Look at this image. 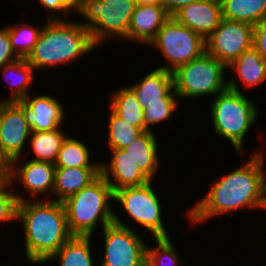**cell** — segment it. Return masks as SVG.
I'll use <instances>...</instances> for the list:
<instances>
[{
    "instance_id": "6da1fadb",
    "label": "cell",
    "mask_w": 266,
    "mask_h": 266,
    "mask_svg": "<svg viewBox=\"0 0 266 266\" xmlns=\"http://www.w3.org/2000/svg\"><path fill=\"white\" fill-rule=\"evenodd\" d=\"M266 151L262 148L250 153L238 168L214 180L206 194L187 207L185 217L189 225L204 224L208 220L240 209L263 210L266 205ZM193 223V224H192Z\"/></svg>"
},
{
    "instance_id": "7a4b0ae2",
    "label": "cell",
    "mask_w": 266,
    "mask_h": 266,
    "mask_svg": "<svg viewBox=\"0 0 266 266\" xmlns=\"http://www.w3.org/2000/svg\"><path fill=\"white\" fill-rule=\"evenodd\" d=\"M16 221L22 227L24 257L29 265L43 266L73 236L64 205L55 200L18 202Z\"/></svg>"
},
{
    "instance_id": "3957f363",
    "label": "cell",
    "mask_w": 266,
    "mask_h": 266,
    "mask_svg": "<svg viewBox=\"0 0 266 266\" xmlns=\"http://www.w3.org/2000/svg\"><path fill=\"white\" fill-rule=\"evenodd\" d=\"M71 19L45 21L37 43L26 58L35 71L76 64L97 48L88 28Z\"/></svg>"
},
{
    "instance_id": "277c9868",
    "label": "cell",
    "mask_w": 266,
    "mask_h": 266,
    "mask_svg": "<svg viewBox=\"0 0 266 266\" xmlns=\"http://www.w3.org/2000/svg\"><path fill=\"white\" fill-rule=\"evenodd\" d=\"M62 203L73 236H93L99 226L103 230L114 223V192L101 175Z\"/></svg>"
},
{
    "instance_id": "5b68a950",
    "label": "cell",
    "mask_w": 266,
    "mask_h": 266,
    "mask_svg": "<svg viewBox=\"0 0 266 266\" xmlns=\"http://www.w3.org/2000/svg\"><path fill=\"white\" fill-rule=\"evenodd\" d=\"M246 95L227 88L208 105L214 134L229 141L237 156H244L247 132L255 127L260 115L259 106Z\"/></svg>"
},
{
    "instance_id": "8992f818",
    "label": "cell",
    "mask_w": 266,
    "mask_h": 266,
    "mask_svg": "<svg viewBox=\"0 0 266 266\" xmlns=\"http://www.w3.org/2000/svg\"><path fill=\"white\" fill-rule=\"evenodd\" d=\"M135 6V0H83L79 21L88 28L98 49L103 42L113 38L129 42L130 20Z\"/></svg>"
},
{
    "instance_id": "52a82bcc",
    "label": "cell",
    "mask_w": 266,
    "mask_h": 266,
    "mask_svg": "<svg viewBox=\"0 0 266 266\" xmlns=\"http://www.w3.org/2000/svg\"><path fill=\"white\" fill-rule=\"evenodd\" d=\"M227 66L207 51L173 72L174 91L181 99L216 97L228 88Z\"/></svg>"
},
{
    "instance_id": "ba28073f",
    "label": "cell",
    "mask_w": 266,
    "mask_h": 266,
    "mask_svg": "<svg viewBox=\"0 0 266 266\" xmlns=\"http://www.w3.org/2000/svg\"><path fill=\"white\" fill-rule=\"evenodd\" d=\"M154 181L140 186L125 187L114 192V205L123 211H115L114 216L125 212L132 222L136 224L135 230L143 227L151 238L171 237L163 216V202L159 198ZM155 188V189H154ZM119 212V213H117ZM163 217V218H162ZM139 228V229H138Z\"/></svg>"
},
{
    "instance_id": "9c48e42d",
    "label": "cell",
    "mask_w": 266,
    "mask_h": 266,
    "mask_svg": "<svg viewBox=\"0 0 266 266\" xmlns=\"http://www.w3.org/2000/svg\"><path fill=\"white\" fill-rule=\"evenodd\" d=\"M148 47L165 58L157 68L173 72L206 52V40L171 16Z\"/></svg>"
},
{
    "instance_id": "30bf717a",
    "label": "cell",
    "mask_w": 266,
    "mask_h": 266,
    "mask_svg": "<svg viewBox=\"0 0 266 266\" xmlns=\"http://www.w3.org/2000/svg\"><path fill=\"white\" fill-rule=\"evenodd\" d=\"M114 216V223L99 233L103 237V252L99 266H144L146 265L147 241L142 232L133 229L125 220ZM125 221V222H124ZM142 235V236H141Z\"/></svg>"
},
{
    "instance_id": "8fae6325",
    "label": "cell",
    "mask_w": 266,
    "mask_h": 266,
    "mask_svg": "<svg viewBox=\"0 0 266 266\" xmlns=\"http://www.w3.org/2000/svg\"><path fill=\"white\" fill-rule=\"evenodd\" d=\"M22 158L23 157L17 158L11 162L9 175V180L13 186L17 187L22 185L23 191H19V189L14 190L18 202L27 200H44V198L45 200H52L55 165L50 162L28 158H26V162H24ZM26 193H28L27 195L30 197L27 196Z\"/></svg>"
},
{
    "instance_id": "7c38bea8",
    "label": "cell",
    "mask_w": 266,
    "mask_h": 266,
    "mask_svg": "<svg viewBox=\"0 0 266 266\" xmlns=\"http://www.w3.org/2000/svg\"><path fill=\"white\" fill-rule=\"evenodd\" d=\"M253 33L251 24L222 19L219 27L206 39V51L229 66L253 47Z\"/></svg>"
},
{
    "instance_id": "4fadbf2b",
    "label": "cell",
    "mask_w": 266,
    "mask_h": 266,
    "mask_svg": "<svg viewBox=\"0 0 266 266\" xmlns=\"http://www.w3.org/2000/svg\"><path fill=\"white\" fill-rule=\"evenodd\" d=\"M30 134L31 127L23 109L15 101H0V149L10 162L30 157L25 156L24 151Z\"/></svg>"
},
{
    "instance_id": "5bb4252c",
    "label": "cell",
    "mask_w": 266,
    "mask_h": 266,
    "mask_svg": "<svg viewBox=\"0 0 266 266\" xmlns=\"http://www.w3.org/2000/svg\"><path fill=\"white\" fill-rule=\"evenodd\" d=\"M25 114L31 131H53L64 124L65 105L51 94H32L23 100L15 101Z\"/></svg>"
},
{
    "instance_id": "9a60e30c",
    "label": "cell",
    "mask_w": 266,
    "mask_h": 266,
    "mask_svg": "<svg viewBox=\"0 0 266 266\" xmlns=\"http://www.w3.org/2000/svg\"><path fill=\"white\" fill-rule=\"evenodd\" d=\"M109 154V160H100V175L112 187L113 192L150 181L123 149L110 150Z\"/></svg>"
},
{
    "instance_id": "2e32d148",
    "label": "cell",
    "mask_w": 266,
    "mask_h": 266,
    "mask_svg": "<svg viewBox=\"0 0 266 266\" xmlns=\"http://www.w3.org/2000/svg\"><path fill=\"white\" fill-rule=\"evenodd\" d=\"M173 17L205 40L219 27L222 18L220 0H199L184 6Z\"/></svg>"
},
{
    "instance_id": "e0dca14e",
    "label": "cell",
    "mask_w": 266,
    "mask_h": 266,
    "mask_svg": "<svg viewBox=\"0 0 266 266\" xmlns=\"http://www.w3.org/2000/svg\"><path fill=\"white\" fill-rule=\"evenodd\" d=\"M170 17L161 5H136L130 20L129 42L147 47Z\"/></svg>"
},
{
    "instance_id": "ac0fdd59",
    "label": "cell",
    "mask_w": 266,
    "mask_h": 266,
    "mask_svg": "<svg viewBox=\"0 0 266 266\" xmlns=\"http://www.w3.org/2000/svg\"><path fill=\"white\" fill-rule=\"evenodd\" d=\"M128 86L134 91L143 109L154 101H180L181 104L174 91L172 72L167 70L156 67Z\"/></svg>"
},
{
    "instance_id": "d6986e66",
    "label": "cell",
    "mask_w": 266,
    "mask_h": 266,
    "mask_svg": "<svg viewBox=\"0 0 266 266\" xmlns=\"http://www.w3.org/2000/svg\"><path fill=\"white\" fill-rule=\"evenodd\" d=\"M227 69L231 71L233 77H228V88L237 92H243L245 89L256 88L266 82V61L262 59L258 51L252 47L244 51L237 57ZM235 75V76H234ZM238 77V79H236ZM240 80L243 87L240 89ZM238 82V83H237Z\"/></svg>"
},
{
    "instance_id": "ffe728a7",
    "label": "cell",
    "mask_w": 266,
    "mask_h": 266,
    "mask_svg": "<svg viewBox=\"0 0 266 266\" xmlns=\"http://www.w3.org/2000/svg\"><path fill=\"white\" fill-rule=\"evenodd\" d=\"M156 132L144 131L129 146L123 149L125 153L137 164L140 171L150 180L154 181L155 175L161 169L160 143ZM160 146V147H159Z\"/></svg>"
},
{
    "instance_id": "44dd1931",
    "label": "cell",
    "mask_w": 266,
    "mask_h": 266,
    "mask_svg": "<svg viewBox=\"0 0 266 266\" xmlns=\"http://www.w3.org/2000/svg\"><path fill=\"white\" fill-rule=\"evenodd\" d=\"M100 168H55L52 200L62 202L92 183Z\"/></svg>"
},
{
    "instance_id": "7402d4cb",
    "label": "cell",
    "mask_w": 266,
    "mask_h": 266,
    "mask_svg": "<svg viewBox=\"0 0 266 266\" xmlns=\"http://www.w3.org/2000/svg\"><path fill=\"white\" fill-rule=\"evenodd\" d=\"M94 236H72L47 262H58V266H99L92 252ZM93 241H92V240ZM92 241V242H91ZM94 256V257H93ZM95 262V263H94ZM97 264V265H95Z\"/></svg>"
},
{
    "instance_id": "603a6c76",
    "label": "cell",
    "mask_w": 266,
    "mask_h": 266,
    "mask_svg": "<svg viewBox=\"0 0 266 266\" xmlns=\"http://www.w3.org/2000/svg\"><path fill=\"white\" fill-rule=\"evenodd\" d=\"M3 79L9 85L10 95L0 101H19L26 98L30 93L32 82L35 79V69L24 58H18L16 61L0 68ZM30 89V90H29Z\"/></svg>"
},
{
    "instance_id": "cb8c5ba5",
    "label": "cell",
    "mask_w": 266,
    "mask_h": 266,
    "mask_svg": "<svg viewBox=\"0 0 266 266\" xmlns=\"http://www.w3.org/2000/svg\"><path fill=\"white\" fill-rule=\"evenodd\" d=\"M61 126L59 129L53 131H31L27 154L31 153L30 159L55 163L58 153L61 149L63 141L68 136L64 130L65 127ZM63 129V130H62ZM31 150V151H30Z\"/></svg>"
},
{
    "instance_id": "d4e9b609",
    "label": "cell",
    "mask_w": 266,
    "mask_h": 266,
    "mask_svg": "<svg viewBox=\"0 0 266 266\" xmlns=\"http://www.w3.org/2000/svg\"><path fill=\"white\" fill-rule=\"evenodd\" d=\"M70 136L63 141L57 159L54 163L56 168H100V160L93 161L91 149L87 141ZM86 143V144H85ZM91 152V153H90Z\"/></svg>"
},
{
    "instance_id": "484cf974",
    "label": "cell",
    "mask_w": 266,
    "mask_h": 266,
    "mask_svg": "<svg viewBox=\"0 0 266 266\" xmlns=\"http://www.w3.org/2000/svg\"><path fill=\"white\" fill-rule=\"evenodd\" d=\"M109 97L110 108L130 125L142 128L144 125V109L141 107L134 91L126 84L113 90Z\"/></svg>"
},
{
    "instance_id": "4316f807",
    "label": "cell",
    "mask_w": 266,
    "mask_h": 266,
    "mask_svg": "<svg viewBox=\"0 0 266 266\" xmlns=\"http://www.w3.org/2000/svg\"><path fill=\"white\" fill-rule=\"evenodd\" d=\"M222 18L255 26L266 19V0H220Z\"/></svg>"
},
{
    "instance_id": "83f0119b",
    "label": "cell",
    "mask_w": 266,
    "mask_h": 266,
    "mask_svg": "<svg viewBox=\"0 0 266 266\" xmlns=\"http://www.w3.org/2000/svg\"><path fill=\"white\" fill-rule=\"evenodd\" d=\"M43 25L33 26L29 22H15L9 25H6L9 29L10 43L13 49V52L19 57L26 59L29 54L32 52L35 44L37 43L41 31L44 27Z\"/></svg>"
},
{
    "instance_id": "f1b7e54d",
    "label": "cell",
    "mask_w": 266,
    "mask_h": 266,
    "mask_svg": "<svg viewBox=\"0 0 266 266\" xmlns=\"http://www.w3.org/2000/svg\"><path fill=\"white\" fill-rule=\"evenodd\" d=\"M107 122V146L109 150L126 148L144 132L142 128L124 121L111 108Z\"/></svg>"
},
{
    "instance_id": "f546056e",
    "label": "cell",
    "mask_w": 266,
    "mask_h": 266,
    "mask_svg": "<svg viewBox=\"0 0 266 266\" xmlns=\"http://www.w3.org/2000/svg\"><path fill=\"white\" fill-rule=\"evenodd\" d=\"M172 237H158L154 243H147L146 265L147 266H185L183 258L179 255L175 242ZM155 246V247H154Z\"/></svg>"
},
{
    "instance_id": "4dcf8cb0",
    "label": "cell",
    "mask_w": 266,
    "mask_h": 266,
    "mask_svg": "<svg viewBox=\"0 0 266 266\" xmlns=\"http://www.w3.org/2000/svg\"><path fill=\"white\" fill-rule=\"evenodd\" d=\"M179 101H154L147 104L144 108L145 131H153L154 127L170 122L176 109L179 107Z\"/></svg>"
},
{
    "instance_id": "1f68e13d",
    "label": "cell",
    "mask_w": 266,
    "mask_h": 266,
    "mask_svg": "<svg viewBox=\"0 0 266 266\" xmlns=\"http://www.w3.org/2000/svg\"><path fill=\"white\" fill-rule=\"evenodd\" d=\"M9 178L0 180V224L17 222L18 200Z\"/></svg>"
},
{
    "instance_id": "d6a6232c",
    "label": "cell",
    "mask_w": 266,
    "mask_h": 266,
    "mask_svg": "<svg viewBox=\"0 0 266 266\" xmlns=\"http://www.w3.org/2000/svg\"><path fill=\"white\" fill-rule=\"evenodd\" d=\"M18 58L19 57L13 52L10 43L9 29L4 24L0 27V68L16 61Z\"/></svg>"
},
{
    "instance_id": "836d02e7",
    "label": "cell",
    "mask_w": 266,
    "mask_h": 266,
    "mask_svg": "<svg viewBox=\"0 0 266 266\" xmlns=\"http://www.w3.org/2000/svg\"><path fill=\"white\" fill-rule=\"evenodd\" d=\"M46 13L47 20H66L73 15L62 5L60 0H37ZM51 12V13H50Z\"/></svg>"
},
{
    "instance_id": "e575fe53",
    "label": "cell",
    "mask_w": 266,
    "mask_h": 266,
    "mask_svg": "<svg viewBox=\"0 0 266 266\" xmlns=\"http://www.w3.org/2000/svg\"><path fill=\"white\" fill-rule=\"evenodd\" d=\"M253 47L266 61V21L263 20L254 26Z\"/></svg>"
},
{
    "instance_id": "d590c367",
    "label": "cell",
    "mask_w": 266,
    "mask_h": 266,
    "mask_svg": "<svg viewBox=\"0 0 266 266\" xmlns=\"http://www.w3.org/2000/svg\"><path fill=\"white\" fill-rule=\"evenodd\" d=\"M199 0H160V5L173 16L178 10Z\"/></svg>"
},
{
    "instance_id": "8d00e7d4",
    "label": "cell",
    "mask_w": 266,
    "mask_h": 266,
    "mask_svg": "<svg viewBox=\"0 0 266 266\" xmlns=\"http://www.w3.org/2000/svg\"><path fill=\"white\" fill-rule=\"evenodd\" d=\"M11 170V162L6 158L0 149V178H9Z\"/></svg>"
},
{
    "instance_id": "74e56055",
    "label": "cell",
    "mask_w": 266,
    "mask_h": 266,
    "mask_svg": "<svg viewBox=\"0 0 266 266\" xmlns=\"http://www.w3.org/2000/svg\"><path fill=\"white\" fill-rule=\"evenodd\" d=\"M62 5L73 15H77L82 7L83 0H60Z\"/></svg>"
},
{
    "instance_id": "f35d334b",
    "label": "cell",
    "mask_w": 266,
    "mask_h": 266,
    "mask_svg": "<svg viewBox=\"0 0 266 266\" xmlns=\"http://www.w3.org/2000/svg\"><path fill=\"white\" fill-rule=\"evenodd\" d=\"M136 5H160V0H135Z\"/></svg>"
}]
</instances>
